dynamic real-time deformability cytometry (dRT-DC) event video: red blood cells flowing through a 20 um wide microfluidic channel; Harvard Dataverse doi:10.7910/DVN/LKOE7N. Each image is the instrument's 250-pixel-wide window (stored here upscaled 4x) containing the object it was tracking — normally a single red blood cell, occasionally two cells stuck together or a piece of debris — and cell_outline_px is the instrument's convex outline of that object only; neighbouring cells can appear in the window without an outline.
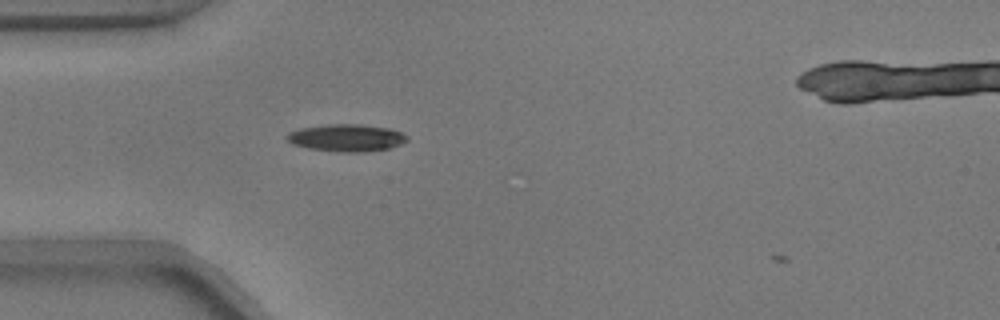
{"species": "common noctule bat (a hibernating species)", "species_latin": "Nyctalus noctula", "temperature_condition": "warm", "stored_images_in_passage": 6, "camera_frame_rate_fps": 3000, "um_per_image_px": 0.085, "animal": {"sex": "male", "body_mass_g": 17.9}, "frame": {"image": 1, "passage_image": 5, "time_ms": 1.333, "image_size_px": [1000, 320], "cell_outline_px": [[408, 140], [400, 144], [388, 148], [360, 152], [348, 152], [308, 148], [292, 144], [284, 136], [288, 132], [300, 128], [328, 124], [360, 124], [392, 128], [408, 136]], "centroid_in_image_um": [29.44, 11.69], "position_along_channel_um": 55.6, "area_um2": 19.02}}